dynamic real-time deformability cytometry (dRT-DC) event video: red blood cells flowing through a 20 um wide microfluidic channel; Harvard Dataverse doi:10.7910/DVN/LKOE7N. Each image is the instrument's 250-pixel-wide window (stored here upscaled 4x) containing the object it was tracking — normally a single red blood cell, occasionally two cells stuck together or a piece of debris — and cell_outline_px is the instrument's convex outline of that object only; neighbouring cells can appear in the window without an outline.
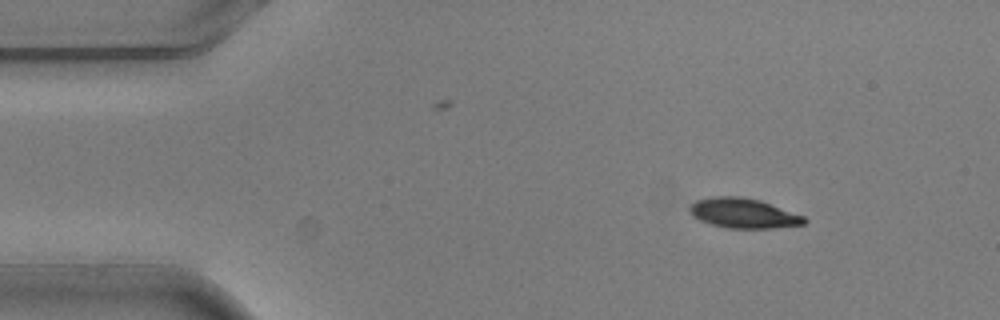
{"species": "common noctule bat (a hibernating species)", "species_latin": "Nyctalus noctula", "temperature_condition": "warm", "stored_images_in_passage": 3, "camera_frame_rate_fps": 3000, "um_per_image_px": 0.085, "animal": {"sex": "male", "body_mass_g": 20.5, "forearm_length_mm": 52.5}, "frame": {"image": 1, "passage_image": 1, "time_ms": 0.0, "image_size_px": [1000, 320], "cell_outline_px": [[808, 220], [804, 224], [772, 228], [728, 228], [712, 224], [700, 220], [692, 216], [688, 208], [696, 200], [712, 196], [740, 196], [760, 200], [804, 216]], "centroid_in_image_um": [63.18, 18.11], "position_along_channel_um": 21.8, "area_um2": 19.88}}